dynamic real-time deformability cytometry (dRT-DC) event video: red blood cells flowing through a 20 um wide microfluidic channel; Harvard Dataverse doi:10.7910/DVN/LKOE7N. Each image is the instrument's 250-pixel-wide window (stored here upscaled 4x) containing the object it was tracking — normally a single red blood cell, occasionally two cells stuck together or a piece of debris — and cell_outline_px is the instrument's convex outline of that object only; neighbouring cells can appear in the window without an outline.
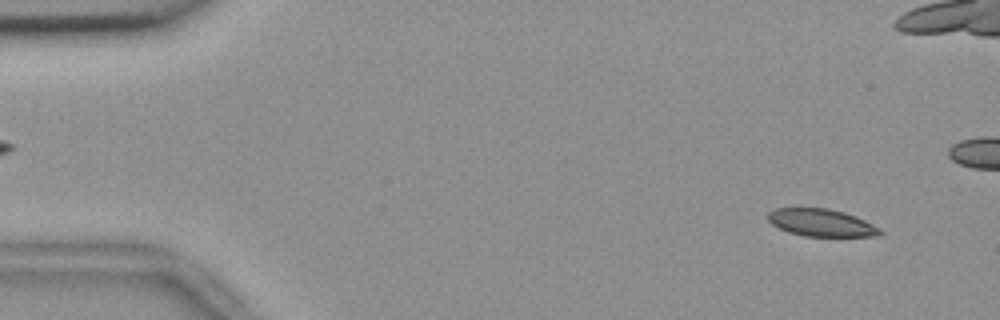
{"species": "common noctule bat (a hibernating species)", "species_latin": "Nyctalus noctula", "temperature_condition": "room temperature", "stored_images_in_passage": 56, "camera_frame_rate_fps": 3000, "um_per_image_px": 0.085, "animal": {"sex": "female", "body_mass_g": 18.4}, "frame": {"image": 1, "passage_image": 4, "time_ms": 1.0, "image_size_px": [1000, 320], "cell_outline_px": [[884, 232], [880, 236], [804, 236], [788, 232], [772, 224], [768, 220], [768, 212], [776, 208], [828, 208], [844, 212], [856, 216], [880, 228]], "centroid_in_image_um": [69.83, 18.93], "position_along_channel_um": 15.2, "area_um2": 17.92}}
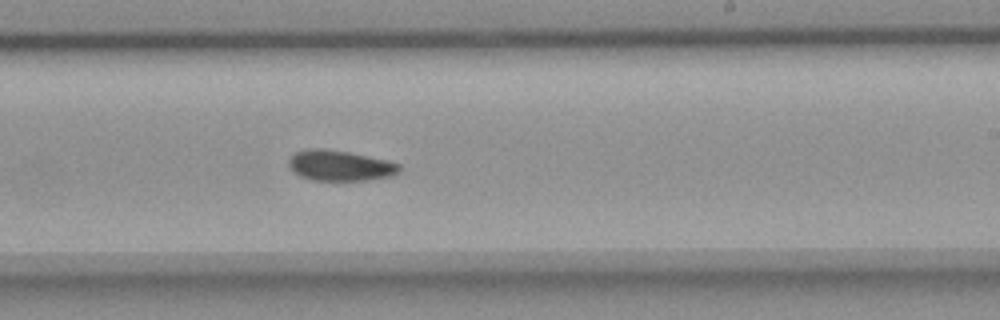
{"frame": {"image": 2, "passage_image": 33, "time_ms": 10.667, "image_size_px": [1000, 320], "cell_outline_px": [[404, 168], [400, 172], [392, 176], [368, 180], [312, 180], [300, 176], [292, 172], [288, 164], [288, 160], [296, 152], [308, 148], [324, 148], [348, 152], [388, 160], [400, 164]], "centroid_in_image_um": [28.93, 14.07], "position_along_channel_um": 260.1, "area_um2": 19.94}}
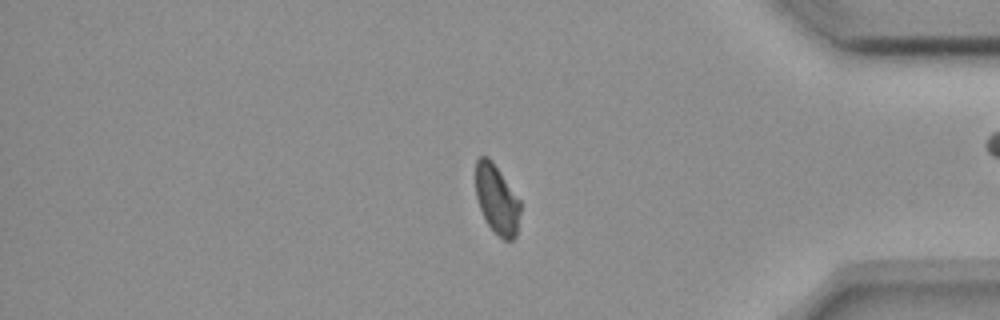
{"frame": {"image": 3, "passage_image": 46, "time_ms": 15.0, "image_size_px": [1000, 320], "cell_outline_px": [[520, 212], [516, 236], [512, 240], [504, 240], [488, 224], [480, 208], [476, 196], [476, 160], [480, 156], [488, 156], [492, 160], [520, 200]], "centroid_in_image_um": [42.23, 16.92], "position_along_channel_um": 393.0, "area_um2": 17.8}, "authors_computed_cell_mechanics": {"area_um2": 19.3919, "velocity_mm_per_s": 3.6614, "shape_relaxation_time_tau1_ms": null, "shape_relaxation_time_tau2_ms": 11.3488, "deformation_change_tau1": null, "deformation_change_tau2": 0.1426}}